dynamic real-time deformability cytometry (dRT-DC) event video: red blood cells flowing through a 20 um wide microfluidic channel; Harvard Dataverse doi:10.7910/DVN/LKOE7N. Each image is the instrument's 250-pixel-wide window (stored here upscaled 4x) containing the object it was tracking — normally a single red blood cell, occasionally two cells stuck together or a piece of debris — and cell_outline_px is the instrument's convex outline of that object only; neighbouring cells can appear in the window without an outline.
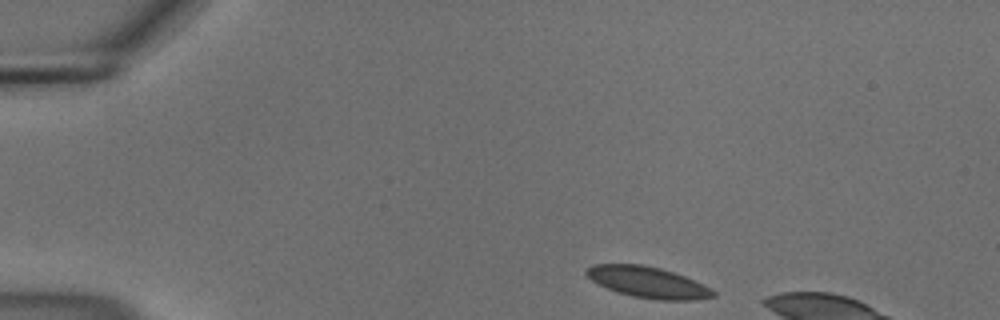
{"species": "common noctule bat (a hibernating species)", "species_latin": "Nyctalus noctula", "temperature_condition": "cold", "stored_images_in_passage": 9, "camera_frame_rate_fps": 3000, "um_per_image_px": 0.085, "animal": {"sex": "male", "body_mass_g": 18.8}, "frame": {"image": 1, "passage_image": 1, "time_ms": 0.0, "image_size_px": [1000, 320], "cell_outline_px": [[716, 296], [696, 300], [660, 300], [632, 296], [616, 292], [592, 280], [584, 272], [584, 268], [592, 264], [640, 264], [660, 268], [684, 276], [716, 292]], "centroid_in_image_um": [55.02, 23.99], "position_along_channel_um": 30.0, "area_um2": 22.72}}